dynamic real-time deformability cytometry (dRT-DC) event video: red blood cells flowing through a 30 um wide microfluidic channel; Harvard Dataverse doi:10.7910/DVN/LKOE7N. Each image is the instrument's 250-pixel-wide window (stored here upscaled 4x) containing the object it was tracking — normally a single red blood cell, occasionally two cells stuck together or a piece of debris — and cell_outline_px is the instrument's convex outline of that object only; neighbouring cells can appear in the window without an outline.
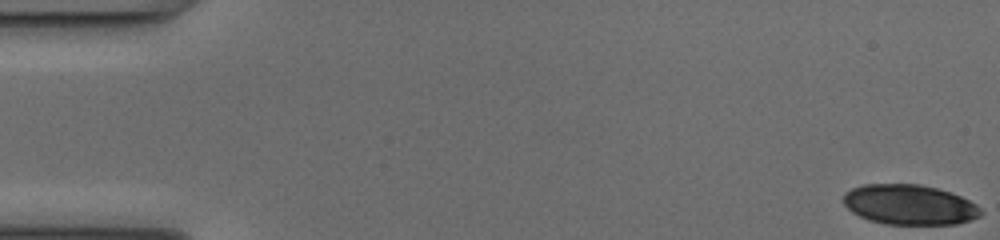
{"species": "common noctule bat (a hibernating species)", "species_latin": "Nyctalus noctula", "temperature_condition": "cold", "stored_images_in_passage": 51, "camera_frame_rate_fps": 3000, "um_per_image_px": 0.085, "animal": {"sex": "female", "body_mass_g": 17.0, "forearm_length_mm": 48.0}, "frame": {"image": 1, "passage_image": 1, "time_ms": 0.0, "image_size_px": [1000, 240], "cell_outline_px": [[980, 216], [956, 224], [884, 224], [868, 220], [852, 212], [844, 204], [844, 196], [852, 188], [864, 184], [920, 184], [936, 188], [960, 196], [976, 204], [980, 212]], "centroid_in_image_um": [77.27, 17.4], "position_along_channel_um": 7.7, "area_um2": 31.73}}